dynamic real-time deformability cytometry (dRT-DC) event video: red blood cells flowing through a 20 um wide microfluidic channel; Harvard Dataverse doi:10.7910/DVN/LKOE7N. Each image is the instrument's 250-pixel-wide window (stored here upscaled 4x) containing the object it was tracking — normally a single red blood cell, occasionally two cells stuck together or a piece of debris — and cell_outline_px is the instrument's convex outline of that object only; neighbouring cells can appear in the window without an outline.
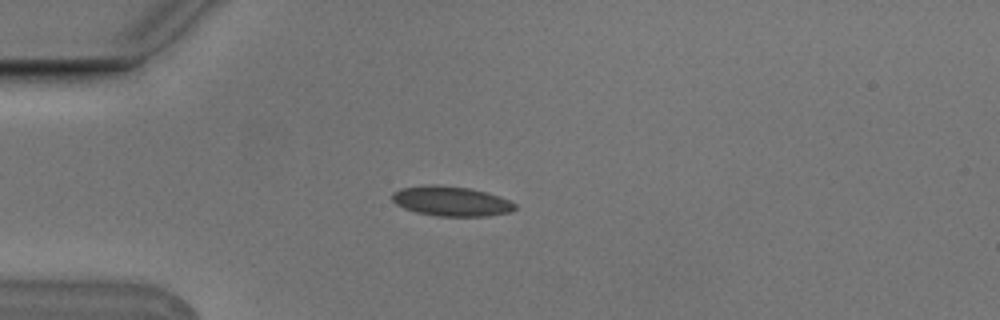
{"species": "Egyptian fruit bat (a non-hibernating species)", "species_latin": "Rousettus aegyptiacus", "temperature_condition": "cold", "stored_images_in_passage": 6, "camera_frame_rate_fps": 3000, "um_per_image_px": 0.085, "animal": {"sex": "male"}, "frame": {"image": 1, "passage_image": 3, "time_ms": 0.667, "image_size_px": [1000, 320], "cell_outline_px": [[516, 208], [512, 212], [488, 216], [436, 216], [416, 212], [404, 208], [396, 204], [392, 200], [392, 192], [400, 188], [428, 184], [436, 184], [468, 188], [484, 192], [508, 200], [516, 204]], "centroid_in_image_um": [38.31, 17.1], "position_along_channel_um": 46.7, "area_um2": 21.33}}
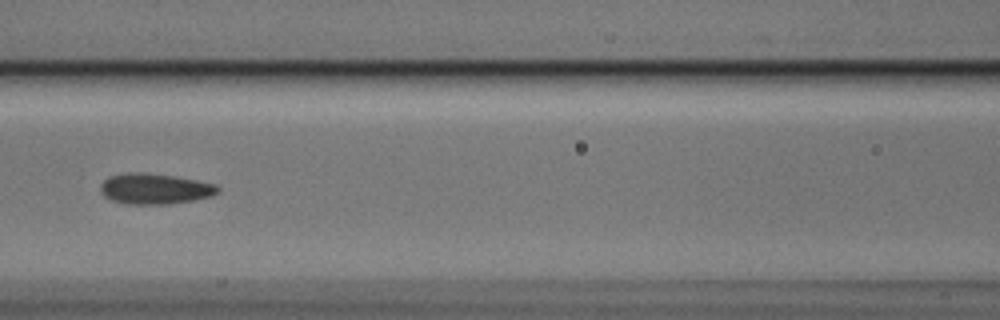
{"frame": {"image": 2, "passage_image": 6, "time_ms": 1.667, "image_size_px": [1000, 320], "cell_outline_px": [[220, 192], [212, 196], [192, 200], [168, 204], [128, 204], [112, 200], [104, 196], [100, 192], [100, 184], [108, 176], [124, 172], [144, 172], [176, 176], [216, 184], [220, 188]], "centroid_in_image_um": [13.15, 16.03], "position_along_channel_um": 153.5, "area_um2": 21.21}}